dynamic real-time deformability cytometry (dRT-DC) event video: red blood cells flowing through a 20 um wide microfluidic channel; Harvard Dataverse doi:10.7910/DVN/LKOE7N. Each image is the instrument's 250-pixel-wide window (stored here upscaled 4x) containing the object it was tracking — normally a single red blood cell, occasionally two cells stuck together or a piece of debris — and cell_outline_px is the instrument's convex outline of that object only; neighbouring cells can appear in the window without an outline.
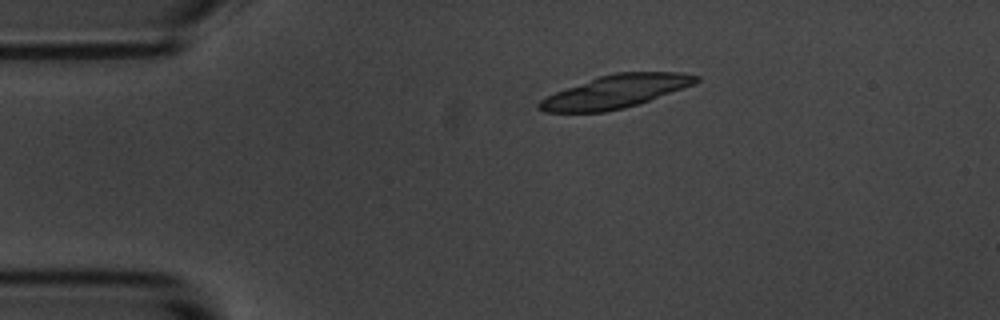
{"species": "common noctule bat (a hibernating species)", "species_latin": "Nyctalus noctula", "temperature_condition": "room temperature", "stored_images_in_passage": 5, "camera_frame_rate_fps": 3000, "um_per_image_px": 0.085, "animal": {"sex": "male", "body_mass_g": 20.1, "forearm_length_mm": 53.5}, "frame": {"image": 1, "passage_image": 3, "time_ms": 2.333, "image_size_px": [1000, 320], "cell_outline_px": [[700, 80], [692, 84], [648, 100], [624, 108], [604, 112], [544, 112], [536, 108], [536, 104], [540, 100], [556, 92], [600, 76], [616, 72], [680, 72], [700, 76]], "centroid_in_image_um": [52.28, 7.78], "position_along_channel_um": 32.7, "area_um2": 29.54}}